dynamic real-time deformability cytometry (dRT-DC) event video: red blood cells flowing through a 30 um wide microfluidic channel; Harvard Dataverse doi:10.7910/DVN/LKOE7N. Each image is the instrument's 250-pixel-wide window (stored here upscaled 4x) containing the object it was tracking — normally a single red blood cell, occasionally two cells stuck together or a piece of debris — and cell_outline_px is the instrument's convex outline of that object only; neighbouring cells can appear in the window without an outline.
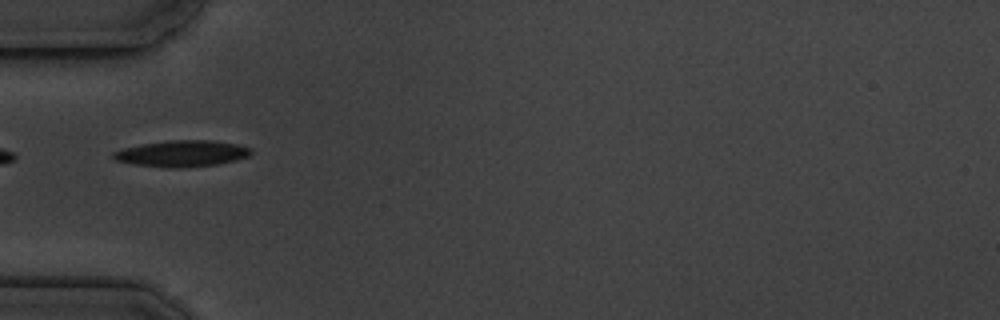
{"species": "common noctule bat (a hibernating species)", "species_latin": "Nyctalus noctula", "temperature_condition": "cold", "stored_images_in_passage": 17, "camera_frame_rate_fps": 3000, "um_per_image_px": 0.085, "animal": {"sex": "male", "body_mass_g": 19.5, "forearm_length_mm": 54.6}, "frame": {"image": 1, "passage_image": 6, "time_ms": 5.667, "image_size_px": [1000, 320], "cell_outline_px": [[252, 152], [248, 156], [236, 160], [220, 164], [180, 168], [168, 168], [136, 164], [116, 160], [112, 156], [112, 152], [124, 148], [140, 144], [168, 140], [212, 140], [236, 144], [252, 148]], "centroid_in_image_um": [15.48, 13.05], "position_along_channel_um": 69.5, "area_um2": 21.15}}
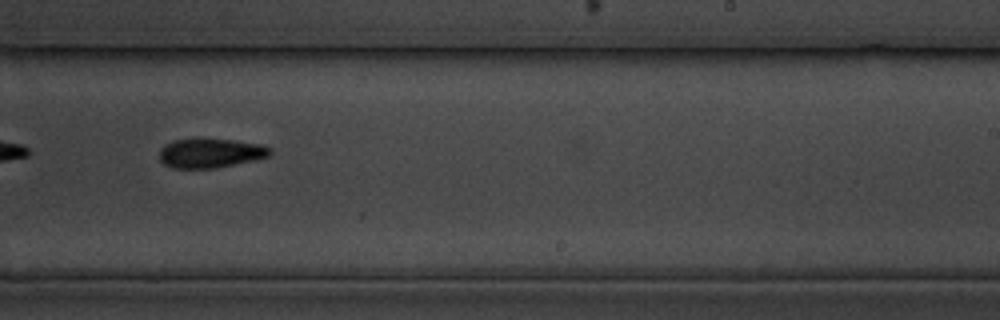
{"frame": {"image": 2, "passage_image": 11, "time_ms": 11.333, "image_size_px": [1000, 320], "cell_outline_px": [[272, 152], [268, 156], [256, 160], [216, 168], [172, 168], [164, 164], [160, 160], [160, 148], [164, 144], [172, 140], [232, 140], [260, 144], [272, 148]], "centroid_in_image_um": [17.89, 13.03], "position_along_channel_um": 271.1, "area_um2": 18.73}}
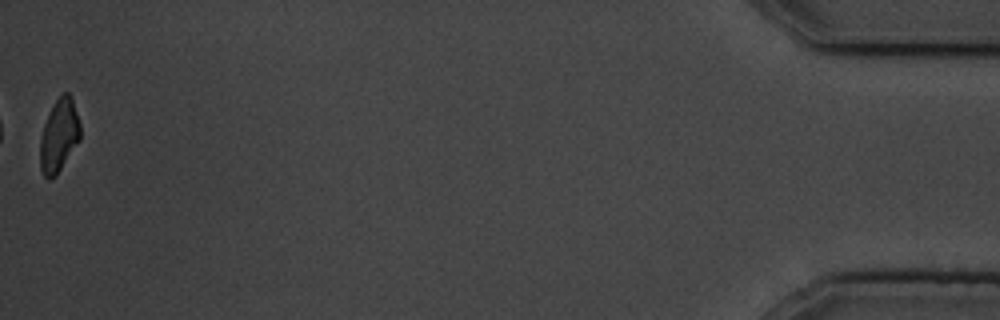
{"frame": {"image": 3, "passage_image": 17, "time_ms": 18.333, "image_size_px": [1000, 320], "cell_outline_px": [[80, 140], [56, 176], [48, 180], [44, 176], [40, 168], [40, 136], [44, 124], [56, 100], [64, 92], [68, 92], [72, 100], [80, 124]], "centroid_in_image_um": [5.01, 11.58], "position_along_channel_um": 430.2, "area_um2": 16.88}, "authors_computed_cell_mechanics": {"area_um2": 20.0566, "velocity_mm_per_s": 3.5766, "shape_relaxation_time_tau1_ms": 3.3259, "shape_relaxation_time_tau2_ms": null, "deformation_change_tau1": 0.1236, "deformation_change_tau2": null}}